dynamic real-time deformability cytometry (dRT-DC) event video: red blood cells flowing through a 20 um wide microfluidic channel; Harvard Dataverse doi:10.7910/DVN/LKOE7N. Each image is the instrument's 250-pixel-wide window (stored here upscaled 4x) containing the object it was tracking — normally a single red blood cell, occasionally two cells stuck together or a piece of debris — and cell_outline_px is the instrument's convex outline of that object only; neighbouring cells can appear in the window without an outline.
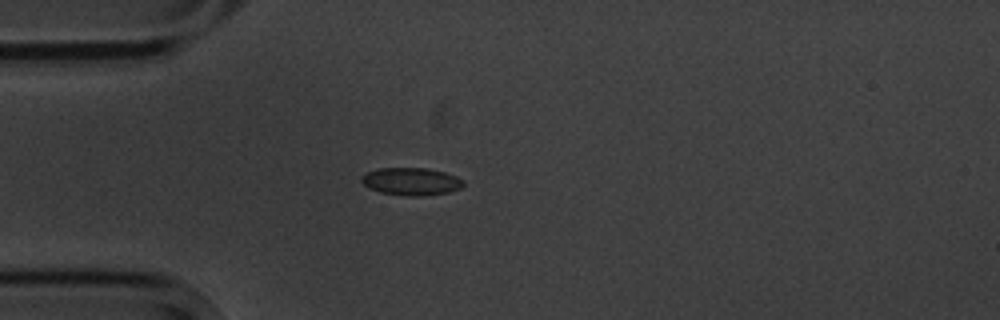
{"species": "common noctule bat (a hibernating species)", "species_latin": "Nyctalus noctula", "temperature_condition": "cold", "stored_images_in_passage": 1, "camera_frame_rate_fps": 3000, "um_per_image_px": 0.085, "animal": {"sex": "male", "body_mass_g": 20.1, "forearm_length_mm": 53.5}, "frame": {"image": 1, "passage_image": 1, "time_ms": 0.0, "image_size_px": [1000, 320], "cell_outline_px": [[464, 184], [460, 188], [448, 192], [420, 196], [408, 196], [380, 192], [364, 184], [360, 180], [360, 176], [368, 172], [380, 168], [428, 168], [444, 172], [456, 176], [464, 180]], "centroid_in_image_um": [34.97, 15.41], "position_along_channel_um": 50.0, "area_um2": 16.24}}